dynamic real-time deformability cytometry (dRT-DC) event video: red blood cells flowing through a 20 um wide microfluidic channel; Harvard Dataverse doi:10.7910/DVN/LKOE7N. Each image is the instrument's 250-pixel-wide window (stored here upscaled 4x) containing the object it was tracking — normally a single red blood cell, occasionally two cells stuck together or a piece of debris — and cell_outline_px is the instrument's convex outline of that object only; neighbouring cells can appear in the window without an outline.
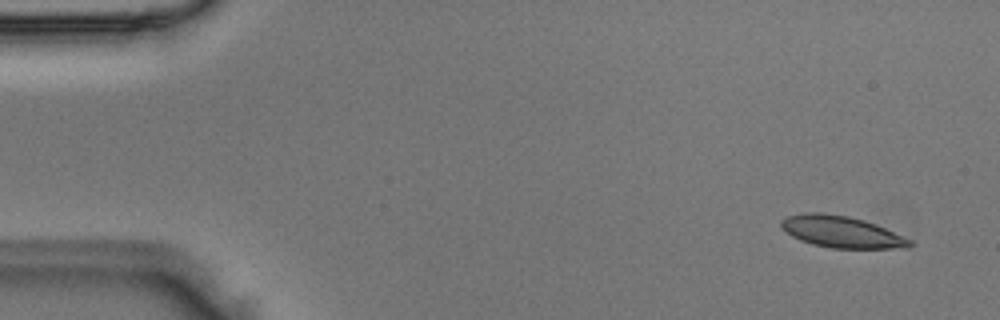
{"species": "Egyptian fruit bat (a non-hibernating species)", "species_latin": "Rousettus aegyptiacus", "temperature_condition": "room temperature", "stored_images_in_passage": 5, "segment_of_instrument_passage": [2, 2], "camera_frame_rate_fps": 3000, "um_per_image_px": 0.085, "animal": {"sex": "male"}, "frame": {"image": 1, "passage_image": 5, "time_ms": 1.333, "image_size_px": [1000, 320], "cell_outline_px": [[912, 244], [908, 248], [832, 248], [812, 244], [800, 240], [792, 236], [780, 228], [780, 220], [788, 216], [804, 212], [820, 212], [848, 216], [864, 220], [876, 224], [912, 240]], "centroid_in_image_um": [71.5, 19.7], "position_along_channel_um": 13.5, "area_um2": 23.76}}